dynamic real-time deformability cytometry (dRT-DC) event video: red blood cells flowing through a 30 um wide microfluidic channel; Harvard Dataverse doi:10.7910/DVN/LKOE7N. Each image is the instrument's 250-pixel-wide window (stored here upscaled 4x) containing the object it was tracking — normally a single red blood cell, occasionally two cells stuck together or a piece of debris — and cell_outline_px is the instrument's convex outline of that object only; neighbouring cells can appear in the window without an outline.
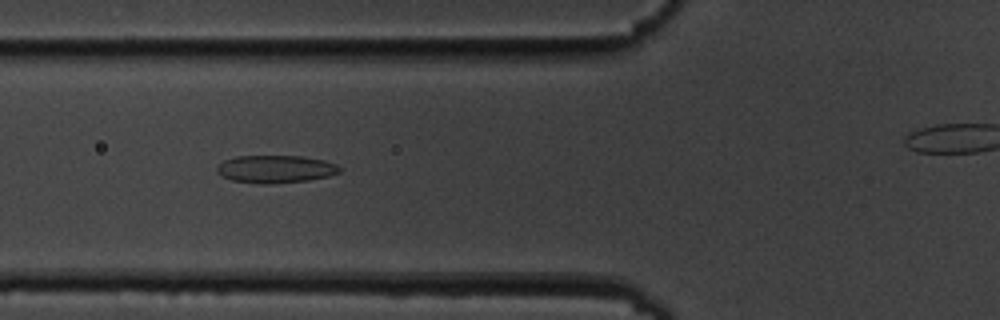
{"species": "common noctule bat (a hibernating species)", "species_latin": "Nyctalus noctula", "temperature_condition": "cold", "stored_images_in_passage": 50, "camera_frame_rate_fps": 3000, "um_per_image_px": 0.085, "animal": {"sex": "male", "body_mass_g": 19.5, "forearm_length_mm": 54.6}, "frame": {"image": 1, "passage_image": 21, "time_ms": 6.667, "image_size_px": [1000, 320], "cell_outline_px": [[340, 172], [328, 176], [308, 180], [264, 184], [260, 184], [232, 180], [216, 172], [216, 168], [224, 160], [236, 156], [304, 156], [324, 160], [336, 164], [340, 168]], "centroid_in_image_um": [23.42, 14.36], "position_along_channel_um": 102.4, "area_um2": 19.65}}
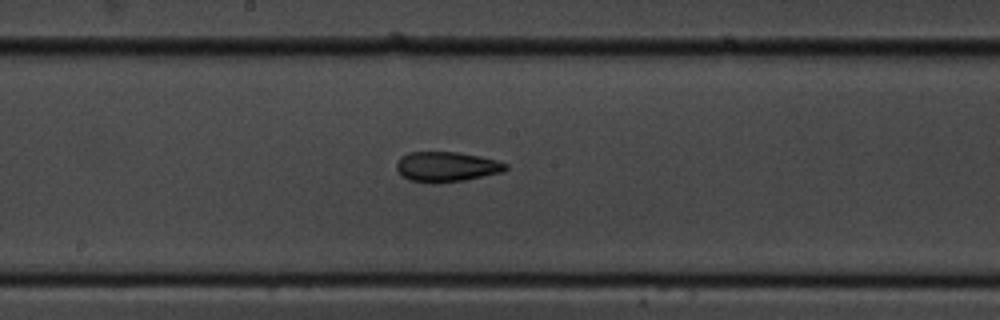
{"frame": {"image": 2, "passage_image": 30, "time_ms": 9.667, "image_size_px": [1000, 320], "cell_outline_px": [[508, 168], [504, 172], [464, 180], [432, 184], [408, 180], [400, 176], [396, 168], [396, 164], [400, 156], [408, 152], [456, 152], [480, 156], [496, 160], [508, 164]], "centroid_in_image_um": [37.92, 14.18], "position_along_channel_um": 210.3, "area_um2": 19.42}}
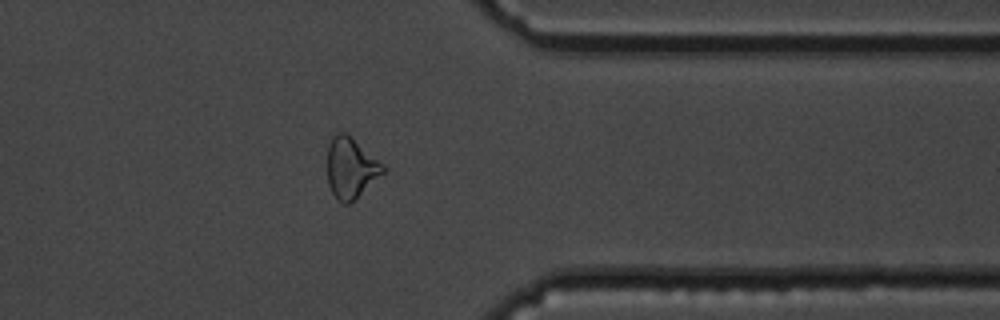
{"frame": {"image": 3, "passage_image": 45, "time_ms": 14.667, "image_size_px": [1000, 320], "cell_outline_px": [[384, 172], [356, 200], [348, 204], [344, 204], [336, 200], [328, 184], [328, 144], [332, 136], [336, 132], [344, 132], [352, 136], [384, 164]], "centroid_in_image_um": [29.82, 14.27], "position_along_channel_um": 381.6, "area_um2": 20.0}, "authors_computed_cell_mechanics": {"area_um2": 19.4786, "velocity_mm_per_s": 3.5875, "shape_relaxation_time_tau1_ms": null, "shape_relaxation_time_tau2_ms": 2.3737, "deformation_change_tau1": null, "deformation_change_tau2": 0.1093}}